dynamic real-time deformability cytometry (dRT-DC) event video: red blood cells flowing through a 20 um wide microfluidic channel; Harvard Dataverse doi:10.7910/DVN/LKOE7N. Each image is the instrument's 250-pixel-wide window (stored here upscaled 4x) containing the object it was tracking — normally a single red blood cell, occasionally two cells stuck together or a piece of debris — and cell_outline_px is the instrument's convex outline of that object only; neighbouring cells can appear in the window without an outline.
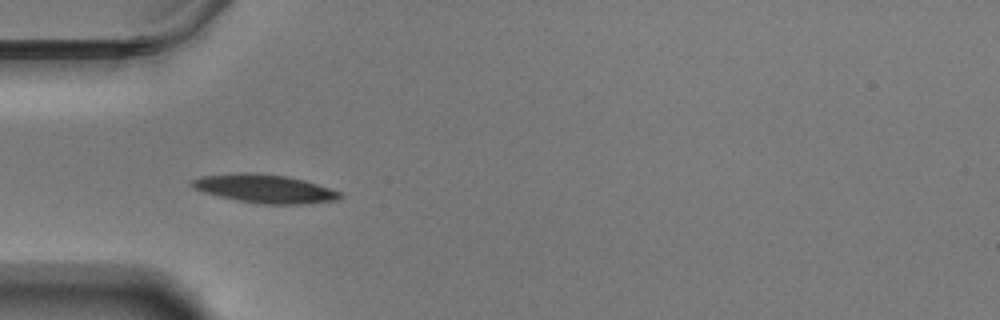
{"species": "Egyptian fruit bat (a non-hibernating species)", "species_latin": "Rousettus aegyptiacus", "temperature_condition": "warm", "stored_images_in_passage": 41, "camera_frame_rate_fps": 3000, "um_per_image_px": 0.085, "animal": {"sex": "male"}, "frame": {"image": 1, "passage_image": 1, "time_ms": 0.0, "image_size_px": [1000, 320], "cell_outline_px": [[344, 196], [336, 200], [304, 204], [264, 204], [240, 200], [220, 196], [204, 192], [192, 188], [188, 184], [188, 180], [200, 176], [240, 172], [244, 172], [284, 176], [304, 180], [340, 192]], "centroid_in_image_um": [22.43, 16.03], "position_along_channel_um": 62.6, "area_um2": 24.33}}
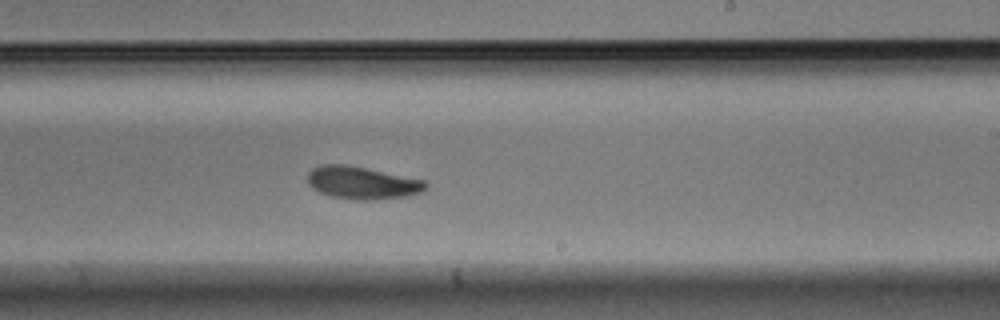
{"frame": {"image": 2, "passage_image": 18, "time_ms": 5.667, "image_size_px": [1000, 320], "cell_outline_px": [[428, 188], [420, 192], [408, 196], [372, 200], [360, 200], [332, 196], [320, 192], [312, 188], [308, 184], [308, 172], [312, 168], [320, 164], [344, 164], [424, 180], [428, 184]], "centroid_in_image_um": [30.77, 15.54], "position_along_channel_um": 258.2, "area_um2": 22.25}}
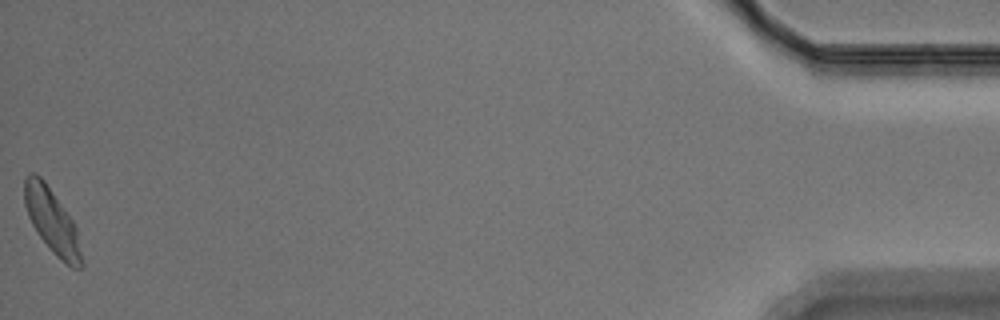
{"frame": {"image": 3, "passage_image": 41, "time_ms": 13.333, "image_size_px": [1000, 320], "cell_outline_px": [[84, 268], [72, 268], [60, 260], [52, 252], [40, 236], [32, 224], [28, 216], [24, 204], [24, 176], [28, 172], [36, 172], [44, 180], [72, 220], [76, 228], [84, 264]], "centroid_in_image_um": [4.41, 18.79], "position_along_channel_um": 430.8, "area_um2": 21.5}, "authors_computed_cell_mechanics": {"area_um2": 22.0796, "velocity_mm_per_s": 3.4783, "shape_relaxation_time_tau1_ms": 2.4477, "shape_relaxation_time_tau2_ms": 6.292, "deformation_change_tau1": 0.1321, "deformation_change_tau2": 0.1165}}